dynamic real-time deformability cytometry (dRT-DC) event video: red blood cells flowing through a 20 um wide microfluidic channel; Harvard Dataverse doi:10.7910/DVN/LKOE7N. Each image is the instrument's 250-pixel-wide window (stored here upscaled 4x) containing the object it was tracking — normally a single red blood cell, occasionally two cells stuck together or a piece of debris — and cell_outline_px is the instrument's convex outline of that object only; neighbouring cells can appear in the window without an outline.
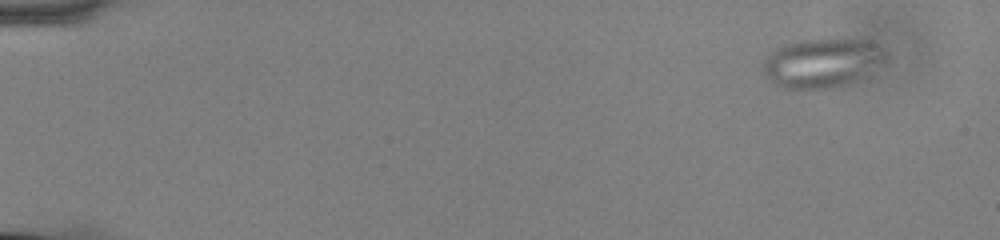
{"species": "common noctule bat (a hibernating species)", "species_latin": "Nyctalus noctula", "temperature_condition": "cold", "stored_images_in_passage": 55, "camera_frame_rate_fps": 3000, "um_per_image_px": 0.085, "animal": {"sex": "male", "body_mass_g": 13.0, "forearm_length_mm": 53.1}, "frame": {"image": 1, "passage_image": 2, "time_ms": 0.333, "image_size_px": [1000, 240], "cell_outline_px": [[888, 64], [844, 84], [828, 88], [784, 88], [772, 84], [768, 80], [764, 72], [764, 60], [776, 48], [784, 44], [796, 40], [864, 40], [876, 44], [884, 48], [888, 52]], "centroid_in_image_um": [69.93, 5.34], "position_along_channel_um": 15.1, "area_um2": 35.08}}
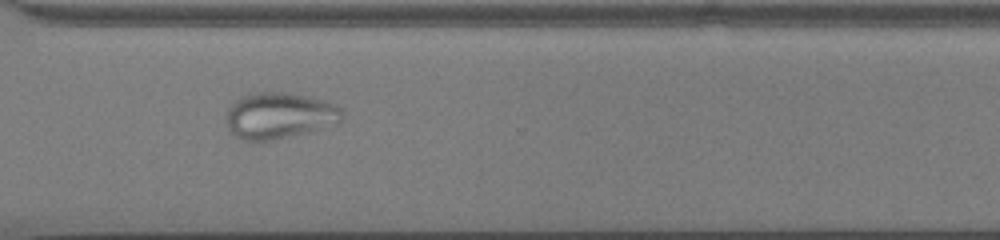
{"frame": {"image": 2, "passage_image": 41, "time_ms": 13.333, "image_size_px": [1000, 240], "cell_outline_px": [[340, 120], [320, 128], [272, 140], [240, 140], [232, 136], [228, 128], [224, 116], [228, 108], [236, 100], [244, 96], [256, 92], [288, 92], [308, 96], [324, 100], [336, 104], [340, 108]], "centroid_in_image_um": [23.64, 9.81], "position_along_channel_um": 347.0, "area_um2": 30.92}}
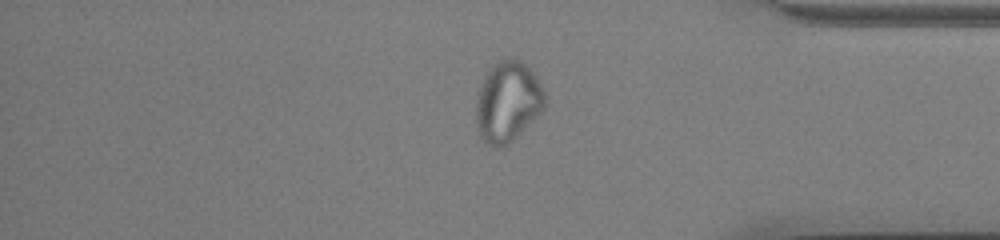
{"frame": {"image": 3, "passage_image": 46, "time_ms": 15.0, "image_size_px": [1000, 240], "cell_outline_px": [[544, 108], [508, 144], [488, 144], [480, 136], [476, 124], [476, 100], [480, 84], [484, 76], [492, 64], [496, 60], [516, 56], [536, 76], [544, 92]], "centroid_in_image_um": [43.12, 8.57], "position_along_channel_um": 392.1, "area_um2": 31.85}}